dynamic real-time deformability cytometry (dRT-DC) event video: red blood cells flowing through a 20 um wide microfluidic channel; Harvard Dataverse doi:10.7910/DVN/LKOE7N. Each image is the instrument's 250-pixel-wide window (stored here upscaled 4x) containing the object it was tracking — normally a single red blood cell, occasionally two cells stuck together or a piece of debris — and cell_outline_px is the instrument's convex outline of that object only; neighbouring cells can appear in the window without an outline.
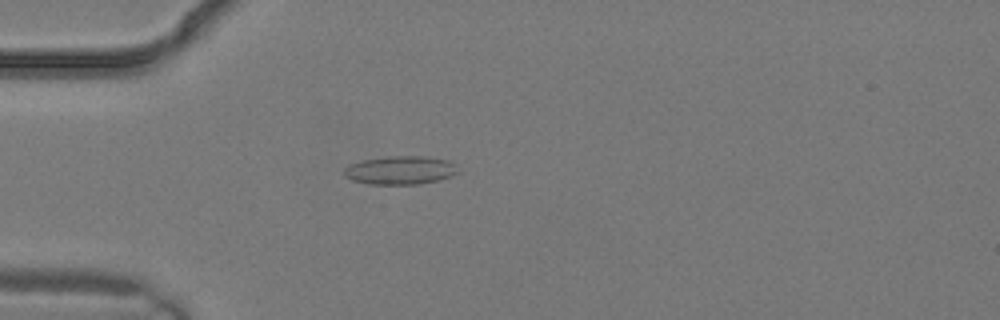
{"species": "common noctule bat (a hibernating species)", "species_latin": "Nyctalus noctula", "temperature_condition": "warm", "stored_images_in_passage": 1, "camera_frame_rate_fps": 3000, "um_per_image_px": 0.085, "animal": {"sex": "male", "body_mass_g": 19.2, "forearm_length_mm": 51.8}, "frame": {"image": 1, "passage_image": 1, "time_ms": 0.0, "image_size_px": [1000, 320], "cell_outline_px": [[460, 172], [452, 176], [440, 180], [420, 184], [368, 184], [352, 180], [344, 176], [344, 168], [348, 164], [364, 160], [384, 156], [424, 156], [452, 160], [456, 164]], "centroid_in_image_um": [34.07, 14.46], "position_along_channel_um": 50.9, "area_um2": 19.31}}